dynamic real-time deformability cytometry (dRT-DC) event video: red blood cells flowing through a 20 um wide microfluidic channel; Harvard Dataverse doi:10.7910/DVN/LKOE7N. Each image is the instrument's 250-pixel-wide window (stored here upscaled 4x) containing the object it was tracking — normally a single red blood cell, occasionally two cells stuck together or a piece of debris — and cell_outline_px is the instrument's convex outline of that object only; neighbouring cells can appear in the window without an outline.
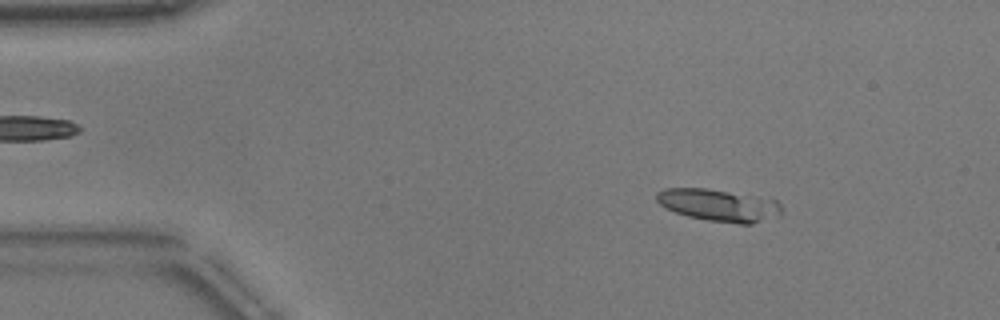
{"species": "common noctule bat (a hibernating species)", "species_latin": "Nyctalus noctula", "temperature_condition": "warm", "stored_images_in_passage": 51, "camera_frame_rate_fps": 3000, "um_per_image_px": 0.085, "animal": {"sex": "male", "body_mass_g": 17.9}, "frame": {"image": 1, "passage_image": 6, "time_ms": 1.667, "image_size_px": [1000, 320], "cell_outline_px": [[780, 216], [752, 224], [740, 224], [708, 220], [688, 216], [664, 208], [656, 200], [656, 192], [664, 188], [708, 188], [772, 196], [780, 204]], "centroid_in_image_um": [61.17, 17.41], "position_along_channel_um": 23.8, "area_um2": 24.22}}
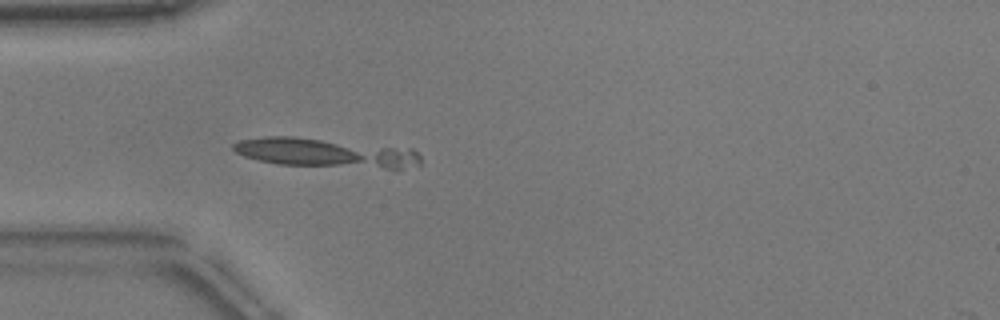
{"frame": {"image": 2, "passage_image": 14, "time_ms": 4.333, "image_size_px": [1000, 320], "cell_outline_px": [[420, 164], [396, 172], [276, 164], [244, 156], [236, 152], [232, 148], [232, 144], [240, 140], [264, 136], [292, 136], [412, 148], [420, 156]], "centroid_in_image_um": [27.83, 13.05], "position_along_channel_um": 57.2, "area_um2": 33.47}}